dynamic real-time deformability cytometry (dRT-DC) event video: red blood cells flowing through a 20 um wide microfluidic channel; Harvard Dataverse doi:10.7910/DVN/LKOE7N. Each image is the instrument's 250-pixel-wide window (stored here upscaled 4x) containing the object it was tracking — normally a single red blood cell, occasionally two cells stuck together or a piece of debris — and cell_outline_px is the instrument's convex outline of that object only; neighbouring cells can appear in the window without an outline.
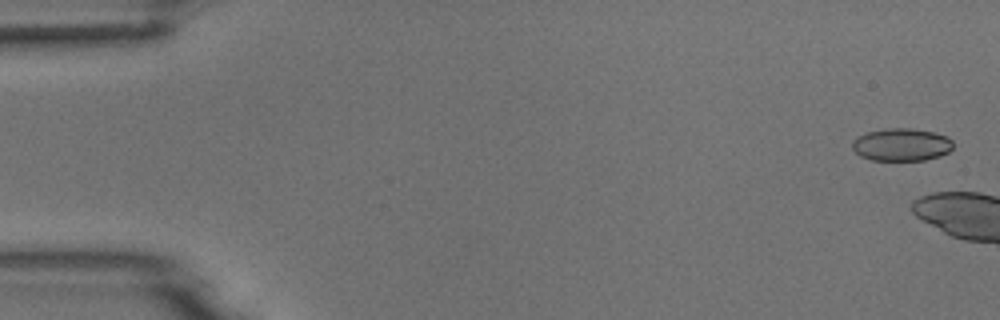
{"species": "common noctule bat (a hibernating species)", "species_latin": "Nyctalus noctula", "temperature_condition": "room temperature", "stored_images_in_passage": 3, "camera_frame_rate_fps": 3000, "um_per_image_px": 0.085, "animal": {"sex": "male", "body_mass_g": 18.8}, "frame": {"image": 1, "passage_image": 1, "time_ms": 0.0, "image_size_px": [1000, 320], "cell_outline_px": [[952, 148], [948, 152], [940, 156], [924, 160], [872, 160], [860, 156], [852, 148], [852, 140], [856, 136], [868, 132], [888, 128], [912, 128], [932, 132], [948, 136], [952, 140]], "centroid_in_image_um": [76.61, 12.29], "position_along_channel_um": 8.4, "area_um2": 19.25}}